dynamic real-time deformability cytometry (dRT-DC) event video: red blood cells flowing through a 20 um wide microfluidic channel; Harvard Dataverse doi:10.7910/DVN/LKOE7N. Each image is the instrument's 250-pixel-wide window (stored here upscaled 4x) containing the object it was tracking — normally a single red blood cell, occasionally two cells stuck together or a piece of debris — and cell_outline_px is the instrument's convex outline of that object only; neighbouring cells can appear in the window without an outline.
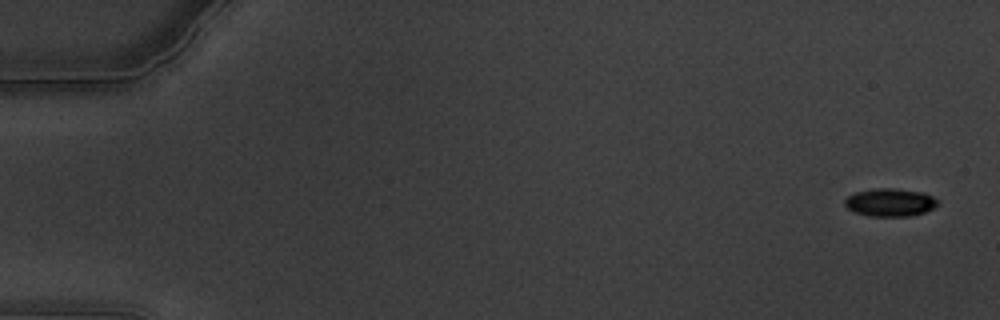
{"species": "common noctule bat (a hibernating species)", "species_latin": "Nyctalus noctula", "temperature_condition": "warm", "stored_images_in_passage": 60, "camera_frame_rate_fps": 3000, "um_per_image_px": 0.085, "animal": {"sex": "male", "body_mass_g": 19.5, "forearm_length_mm": 54.6}, "frame": {"image": 1, "passage_image": 1, "time_ms": 0.0, "image_size_px": [1000, 320], "cell_outline_px": [[940, 204], [924, 212], [908, 216], [868, 216], [856, 212], [848, 208], [844, 204], [844, 200], [848, 196], [856, 192], [872, 188], [892, 188], [924, 192], [932, 196]], "centroid_in_image_um": [75.65, 17.19], "position_along_channel_um": 9.4, "area_um2": 15.09}}
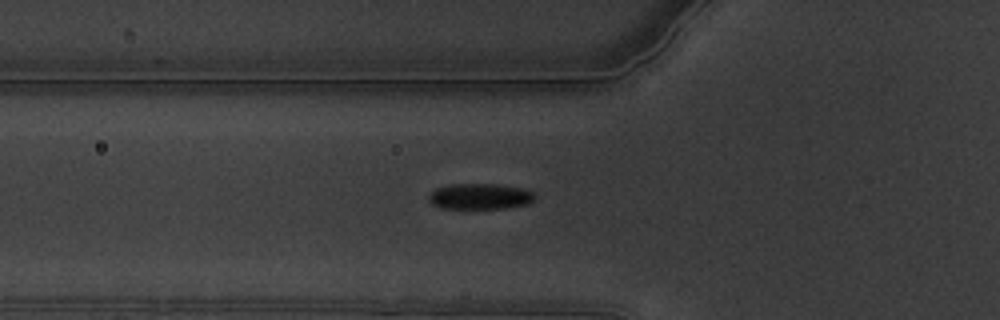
{"frame": {"image": 2, "passage_image": 21, "time_ms": 6.667, "image_size_px": [1000, 320], "cell_outline_px": [[536, 196], [528, 204], [504, 208], [440, 208], [432, 204], [428, 200], [428, 196], [436, 188], [448, 184], [496, 184], [524, 188], [532, 192]], "centroid_in_image_um": [40.78, 16.69], "position_along_channel_um": 85.0, "area_um2": 15.95}}
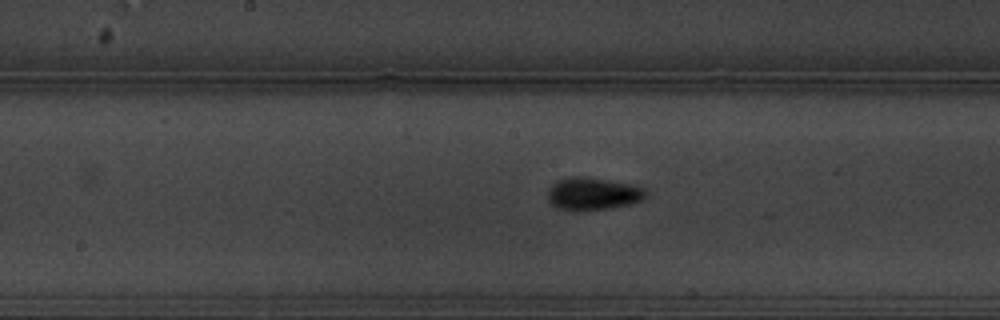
{"frame": {"image": 3, "passage_image": 31, "time_ms": 10.0, "image_size_px": [1000, 320], "cell_outline_px": [[648, 196], [644, 200], [628, 204], [608, 208], [572, 212], [556, 208], [548, 200], [548, 188], [556, 180], [572, 176], [588, 176], [632, 184], [644, 188], [648, 192]], "centroid_in_image_um": [50.38, 16.46], "position_along_channel_um": 197.8, "area_um2": 19.13}, "authors_computed_cell_mechanics": {"area_um2": 16.3285, "velocity_mm_per_s": 3.3694, "shape_relaxation_time_tau1_ms": 4.2233, "shape_relaxation_time_tau2_ms": 6.5721, "deformation_change_tau1": 0.1331, "deformation_change_tau2": 0.0937}}